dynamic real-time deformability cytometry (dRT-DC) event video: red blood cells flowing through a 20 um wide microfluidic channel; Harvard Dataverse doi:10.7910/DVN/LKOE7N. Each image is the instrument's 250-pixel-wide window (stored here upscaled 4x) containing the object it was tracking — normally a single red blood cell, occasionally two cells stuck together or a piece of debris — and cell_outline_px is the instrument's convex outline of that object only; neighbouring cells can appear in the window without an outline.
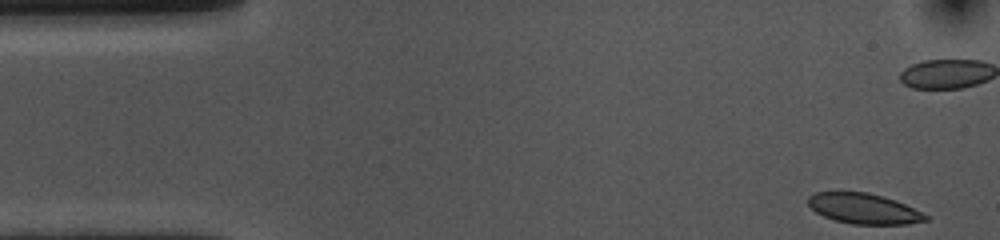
{"species": "common noctule bat (a hibernating species)", "species_latin": "Nyctalus noctula", "temperature_condition": "cold", "stored_images_in_passage": 44, "camera_frame_rate_fps": 3000, "um_per_image_px": 0.085, "animal": {"sex": "female", "body_mass_g": 10.0, "forearm_length_mm": 53.1}, "frame": {"image": 1, "passage_image": 1, "time_ms": 0.0, "image_size_px": [1000, 240], "cell_outline_px": [[928, 220], [908, 224], [852, 224], [836, 220], [824, 216], [816, 212], [808, 204], [808, 196], [816, 192], [868, 192], [884, 196], [896, 200], [928, 216]], "centroid_in_image_um": [73.41, 17.73], "position_along_channel_um": 11.6, "area_um2": 20.63}, "authors_computed_cell_mechanics": {"area_um2": 21.9351, "velocity_mm_per_s": 3.5534, "shape_relaxation_time_tau1_ms": 3.0528, "shape_relaxation_time_tau2_ms": 1.6743, "deformation_change_tau1": 0.0901, "deformation_change_tau2": 0.0552}}